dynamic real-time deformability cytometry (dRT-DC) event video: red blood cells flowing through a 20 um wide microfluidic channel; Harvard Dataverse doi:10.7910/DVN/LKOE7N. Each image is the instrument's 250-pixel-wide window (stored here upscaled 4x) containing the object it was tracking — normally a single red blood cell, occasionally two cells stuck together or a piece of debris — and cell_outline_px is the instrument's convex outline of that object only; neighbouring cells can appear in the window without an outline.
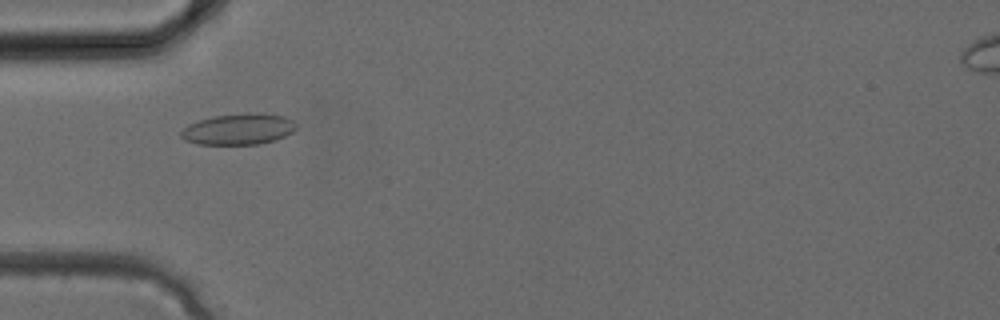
{"species": "common noctule bat (a hibernating species)", "species_latin": "Nyctalus noctula", "temperature_condition": "cold", "stored_images_in_passage": 24, "camera_frame_rate_fps": 3000, "um_per_image_px": 0.085, "animal": {"sex": "female", "body_mass_g": 24.6, "forearm_length_mm": 56.2}, "frame": {"image": 1, "passage_image": 1, "time_ms": 0.0, "image_size_px": [1000, 320], "cell_outline_px": [[296, 128], [292, 132], [276, 140], [256, 144], [196, 144], [184, 140], [180, 136], [180, 132], [188, 124], [212, 116], [248, 112], [264, 112], [284, 116], [292, 120], [296, 124]], "centroid_in_image_um": [20.27, 10.96], "position_along_channel_um": 64.7, "area_um2": 21.1}}
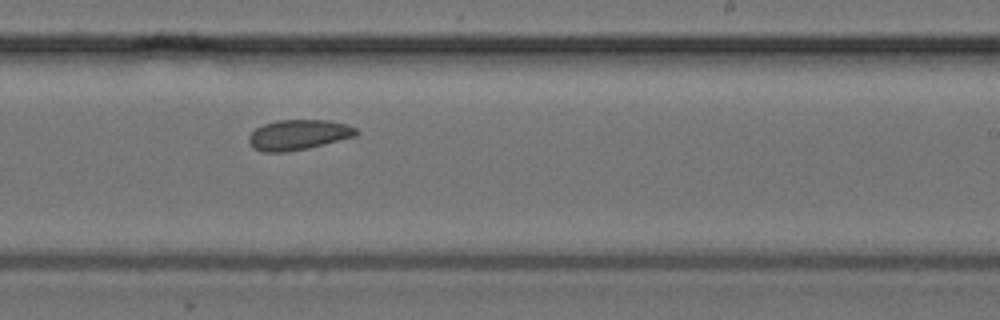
{"frame": {"image": 2, "passage_image": 11, "time_ms": 3.333, "image_size_px": [1000, 320], "cell_outline_px": [[360, 132], [356, 136], [308, 148], [284, 152], [264, 152], [252, 148], [248, 140], [248, 136], [256, 128], [264, 124], [276, 120], [328, 120], [348, 124], [356, 128]], "centroid_in_image_um": [25.37, 11.45], "position_along_channel_um": 263.6, "area_um2": 19.02}}
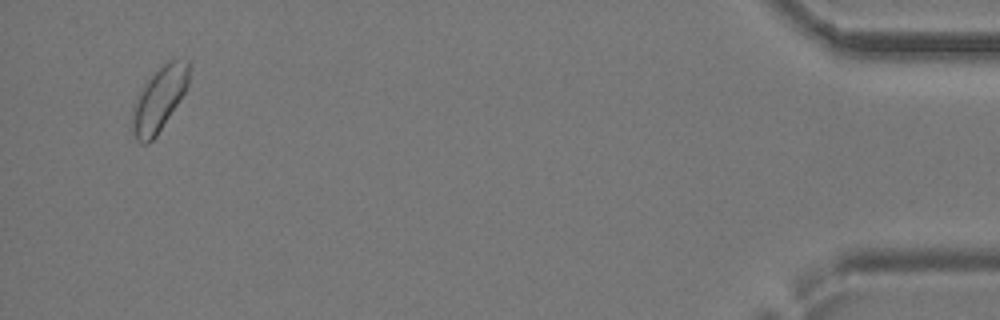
{"frame": {"image": 3, "passage_image": 23, "time_ms": 7.333, "image_size_px": [1000, 320], "cell_outline_px": [[188, 84], [184, 92], [156, 136], [148, 144], [140, 144], [136, 140], [132, 132], [132, 108], [136, 96], [140, 88], [168, 60], [188, 56]], "centroid_in_image_um": [13.49, 8.42], "position_along_channel_um": 421.7, "area_um2": 21.1}}